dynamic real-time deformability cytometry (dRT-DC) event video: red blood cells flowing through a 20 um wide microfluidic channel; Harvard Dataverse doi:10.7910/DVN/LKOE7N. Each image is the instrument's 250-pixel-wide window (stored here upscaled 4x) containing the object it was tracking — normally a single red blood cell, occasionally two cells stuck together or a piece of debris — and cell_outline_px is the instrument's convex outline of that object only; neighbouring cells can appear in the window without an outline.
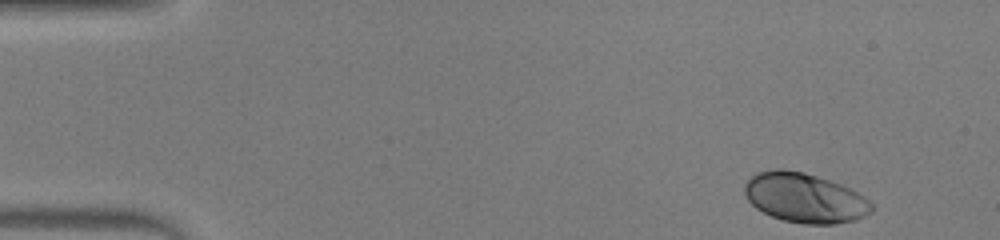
{"species": "human", "species_latin": "Homo sapiens", "temperature_condition": "warm", "stored_images_in_passage": 49, "camera_frame_rate_fps": 3000, "um_per_image_px": 0.085, "donor": {"sex": "male"}, "frame": {"image": 1, "passage_image": 1, "time_ms": 0.0, "image_size_px": [1000, 240], "cell_outline_px": [[876, 208], [872, 212], [856, 220], [836, 224], [804, 224], [784, 220], [772, 216], [756, 208], [748, 200], [744, 192], [744, 184], [756, 172], [776, 168], [784, 168], [804, 172], [840, 184], [864, 196]], "centroid_in_image_um": [68.4, 16.82], "position_along_channel_um": 16.6, "area_um2": 36.82}}
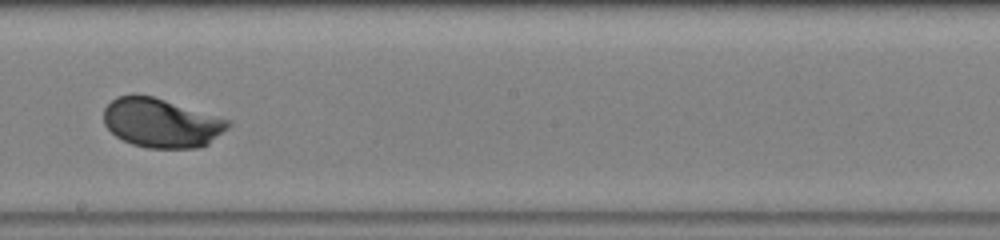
{"frame": {"image": 2, "passage_image": 27, "time_ms": 8.667, "image_size_px": [1000, 240], "cell_outline_px": [[232, 124], [228, 128], [208, 144], [200, 148], [148, 148], [132, 144], [116, 136], [104, 124], [104, 108], [116, 96], [152, 96], [232, 120]], "centroid_in_image_um": [13.75, 10.46], "position_along_channel_um": 234.5, "area_um2": 35.43}}
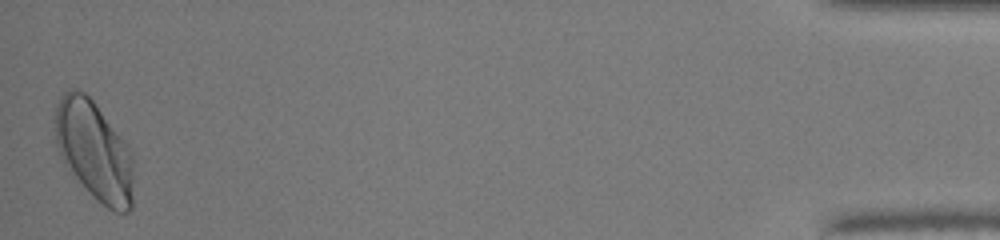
{"frame": {"image": 3, "passage_image": 49, "time_ms": 16.0, "image_size_px": [1000, 240], "cell_outline_px": [[132, 208], [128, 212], [116, 212], [108, 208], [96, 200], [76, 176], [60, 156], [56, 144], [56, 104], [64, 92], [68, 88], [76, 88], [84, 92], [92, 100], [128, 144], [132, 152]], "centroid_in_image_um": [8.02, 12.79], "position_along_channel_um": 427.2, "area_um2": 44.85}, "authors_computed_cell_mechanics": {"area_um2": 36.0672, "velocity_mm_per_s": 3.861, "shape_relaxation_time_tau1_ms": 2.2588, "shape_relaxation_time_tau2_ms": null, "deformation_change_tau1": 0.1416, "deformation_change_tau2": null}}